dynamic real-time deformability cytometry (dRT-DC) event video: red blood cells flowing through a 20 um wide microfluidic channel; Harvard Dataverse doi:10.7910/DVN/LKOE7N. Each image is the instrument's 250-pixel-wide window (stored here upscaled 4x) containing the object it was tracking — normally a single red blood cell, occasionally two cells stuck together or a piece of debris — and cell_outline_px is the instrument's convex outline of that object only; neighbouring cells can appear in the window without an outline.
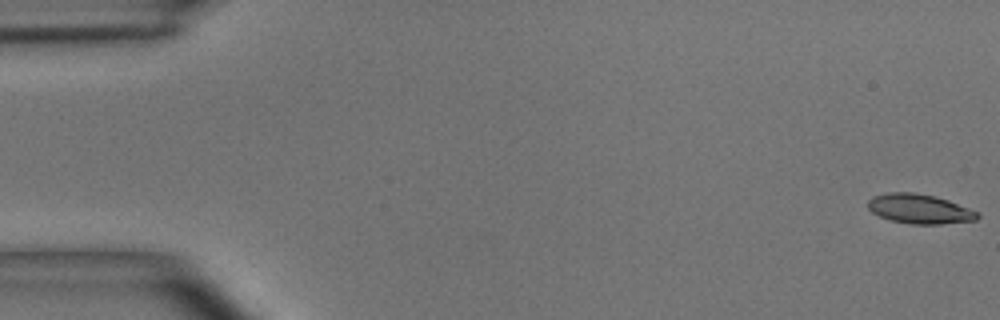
{"species": "common noctule bat (a hibernating species)", "species_latin": "Nyctalus noctula", "temperature_condition": "room temperature", "stored_images_in_passage": 49, "camera_frame_rate_fps": 3000, "um_per_image_px": 0.085, "animal": {"sex": "male", "body_mass_g": 15.6}, "frame": {"image": 1, "passage_image": 1, "time_ms": 0.0, "image_size_px": [1000, 320], "cell_outline_px": [[968, 216], [964, 220], [896, 220], [884, 216], [876, 212], [872, 208], [884, 196], [928, 196], [944, 200], [960, 208]], "centroid_in_image_um": [78.05, 17.74], "position_along_channel_um": 6.9, "area_um2": 13.18}}
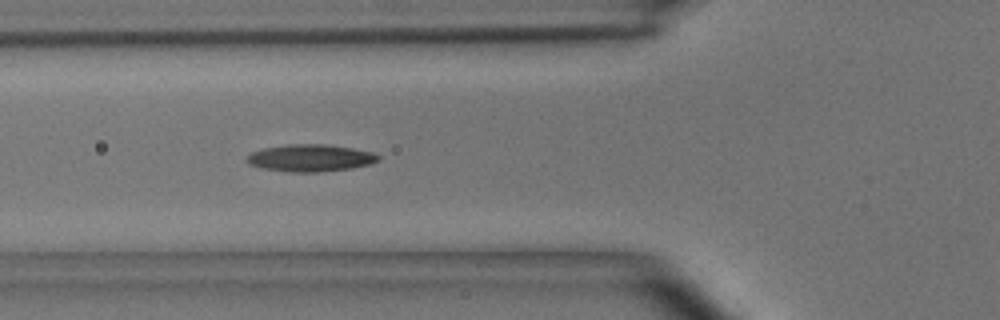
{"frame": {"image": 2, "passage_image": 18, "time_ms": 5.667, "image_size_px": [1000, 320], "cell_outline_px": [[376, 156], [372, 160], [360, 164], [336, 168], [280, 168], [260, 164], [252, 160], [252, 156], [260, 152], [280, 148], [340, 148], [360, 152]], "centroid_in_image_um": [26.46, 13.43], "position_along_channel_um": 99.3, "area_um2": 14.51}}
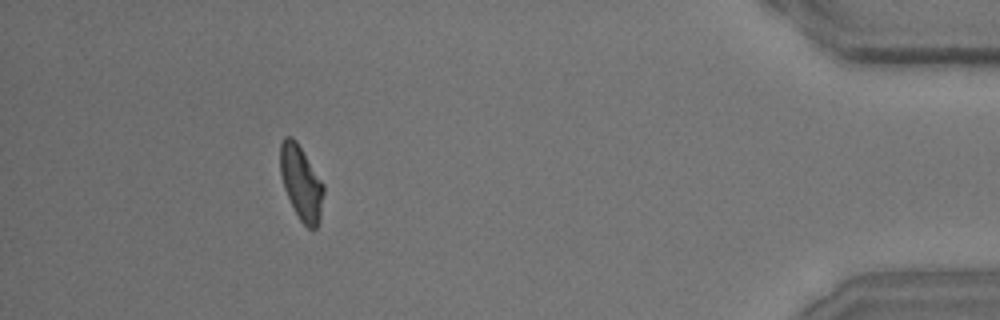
{"frame": {"image": 3, "passage_image": 45, "time_ms": 14.667, "image_size_px": [1000, 320], "cell_outline_px": [[320, 196], [316, 224], [312, 228], [300, 216], [284, 184], [280, 164], [280, 152], [284, 140], [292, 140], [296, 144], [320, 184]], "centroid_in_image_um": [25.52, 15.48], "position_along_channel_um": 409.7, "area_um2": 15.14}}